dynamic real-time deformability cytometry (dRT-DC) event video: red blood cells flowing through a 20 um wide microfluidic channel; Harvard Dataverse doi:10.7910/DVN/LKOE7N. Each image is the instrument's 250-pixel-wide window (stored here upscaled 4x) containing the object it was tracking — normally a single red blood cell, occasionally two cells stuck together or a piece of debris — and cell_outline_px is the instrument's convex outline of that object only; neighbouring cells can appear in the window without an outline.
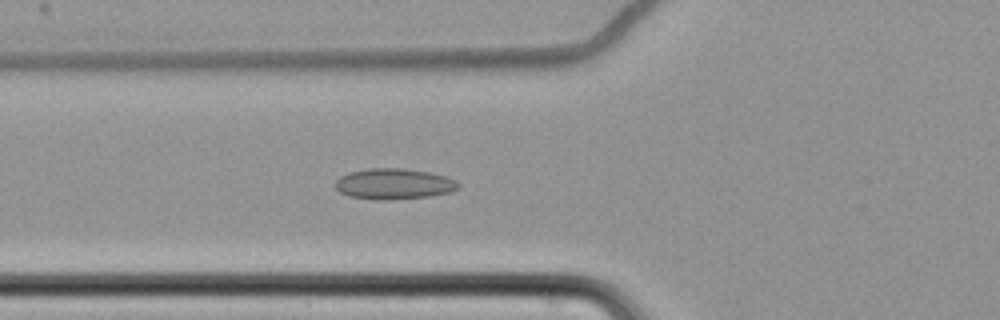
{"species": "common noctule bat (a hibernating species)", "species_latin": "Nyctalus noctula", "temperature_condition": "cold", "stored_images_in_passage": 61, "camera_frame_rate_fps": 3000, "um_per_image_px": 0.085, "animal": {"sex": "female", "body_mass_g": 22.7, "forearm_length_mm": 54.2}, "frame": {"image": 1, "passage_image": 24, "time_ms": 7.667, "image_size_px": [1000, 320], "cell_outline_px": [[460, 188], [448, 192], [428, 196], [388, 200], [376, 200], [348, 196], [340, 192], [336, 188], [336, 180], [340, 176], [348, 172], [368, 168], [404, 168], [428, 172], [444, 176], [456, 180], [460, 184]], "centroid_in_image_um": [33.46, 15.63], "position_along_channel_um": 92.3, "area_um2": 22.08}}
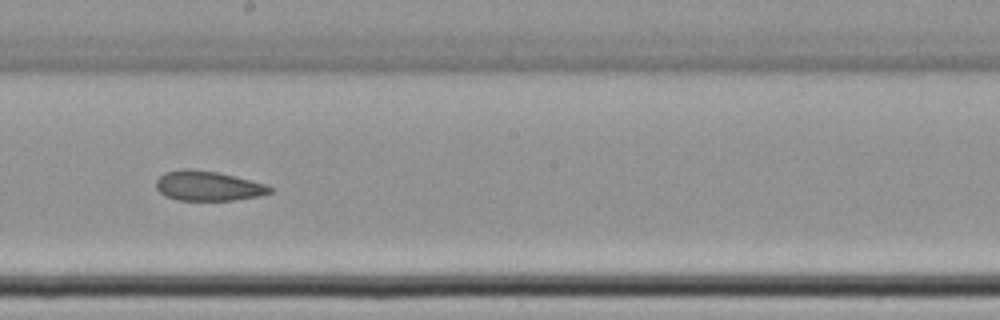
{"frame": {"image": 2, "passage_image": 36, "time_ms": 11.667, "image_size_px": [1000, 320], "cell_outline_px": [[272, 192], [260, 196], [232, 200], [176, 200], [164, 196], [156, 188], [156, 180], [164, 172], [180, 168], [192, 168], [216, 172], [264, 184], [272, 188]], "centroid_in_image_um": [17.61, 15.8], "position_along_channel_um": 230.6, "area_um2": 19.71}}
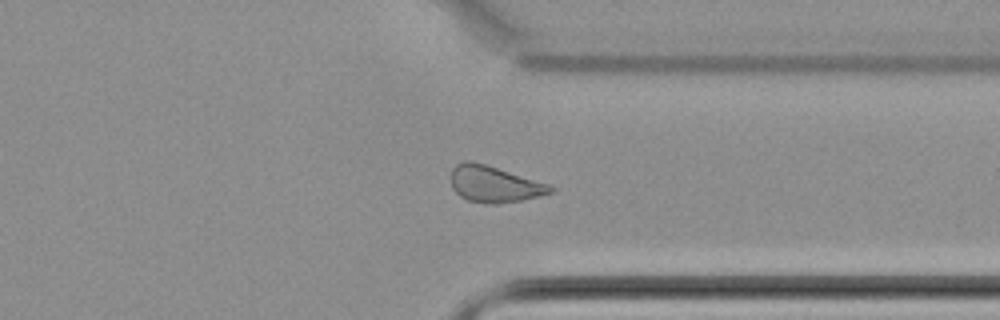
{"frame": {"image": 3, "passage_image": 48, "time_ms": 15.667, "image_size_px": [1000, 320], "cell_outline_px": [[556, 188], [552, 192], [540, 196], [520, 200], [496, 204], [492, 204], [468, 200], [460, 196], [452, 188], [452, 168], [456, 164], [464, 160], [468, 160], [484, 164], [548, 184]], "centroid_in_image_um": [42.0, 15.65], "position_along_channel_um": 369.4, "area_um2": 20.69}, "authors_computed_cell_mechanics": {"area_um2": 21.5594, "velocity_mm_per_s": 3.4582, "shape_relaxation_time_tau1_ms": null, "shape_relaxation_time_tau2_ms": 2.5345, "deformation_change_tau1": null, "deformation_change_tau2": 0.0681}}